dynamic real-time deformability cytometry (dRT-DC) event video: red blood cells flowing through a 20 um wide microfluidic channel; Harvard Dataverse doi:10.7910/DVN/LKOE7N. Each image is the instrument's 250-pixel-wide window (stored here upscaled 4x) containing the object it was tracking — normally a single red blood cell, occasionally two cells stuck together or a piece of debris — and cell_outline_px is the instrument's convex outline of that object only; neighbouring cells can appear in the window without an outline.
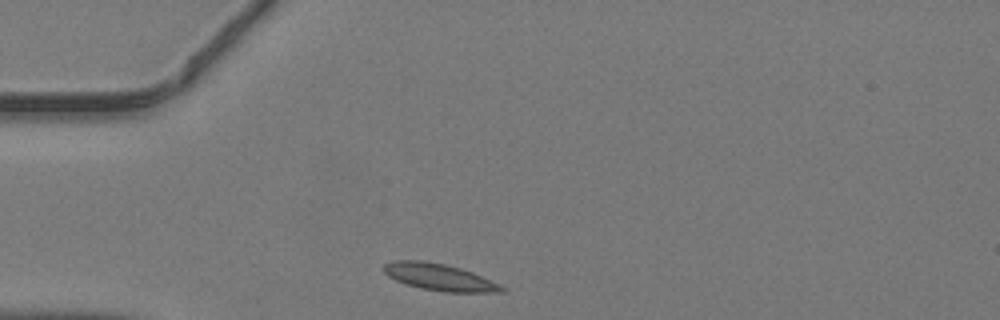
{"species": "common noctule bat (a hibernating species)", "species_latin": "Nyctalus noctula", "temperature_condition": "warm", "stored_images_in_passage": 35, "camera_frame_rate_fps": 3000, "um_per_image_px": 0.085, "animal": {"sex": "male", "body_mass_g": 19.2, "forearm_length_mm": 51.8}, "frame": {"image": 1, "passage_image": 1, "time_ms": 0.0, "image_size_px": [1000, 320], "cell_outline_px": [[504, 292], [444, 292], [420, 288], [396, 280], [388, 276], [380, 268], [384, 264], [392, 260], [420, 260], [444, 264], [460, 268], [472, 272], [500, 284], [504, 288]], "centroid_in_image_um": [37.3, 23.55], "position_along_channel_um": 47.7, "area_um2": 18.38}}
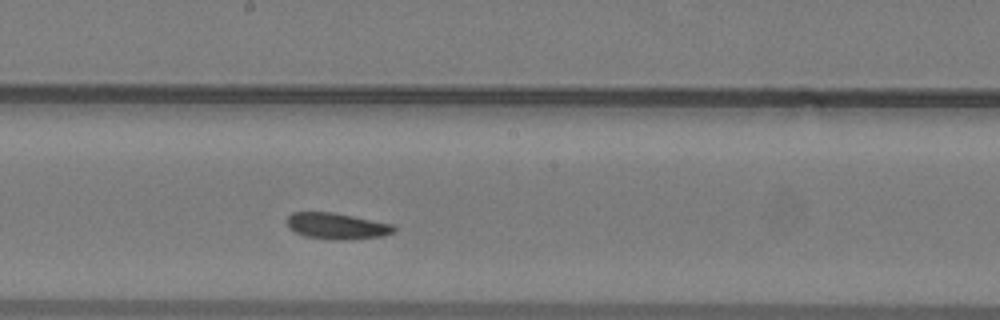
{"frame": {"image": 2, "passage_image": 14, "time_ms": 4.333, "image_size_px": [1000, 320], "cell_outline_px": [[396, 228], [392, 232], [384, 236], [348, 240], [328, 240], [304, 236], [288, 228], [284, 220], [292, 212], [332, 212], [396, 224]], "centroid_in_image_um": [28.61, 19.22], "position_along_channel_um": 219.6, "area_um2": 16.76}}
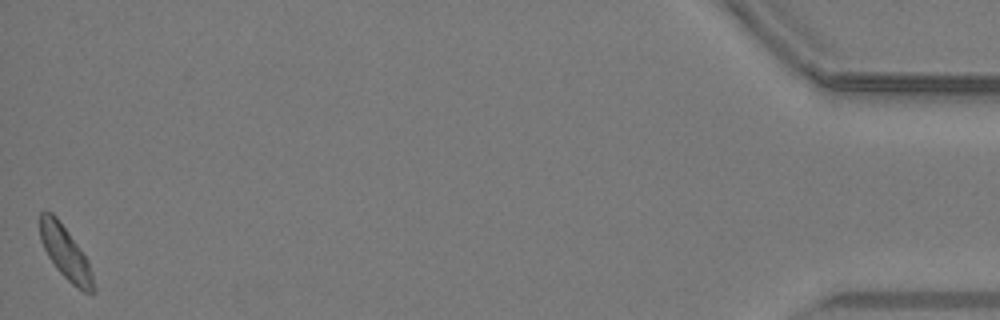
{"frame": {"image": 3, "passage_image": 35, "time_ms": 11.333, "image_size_px": [1000, 320], "cell_outline_px": [[96, 292], [92, 296], [84, 292], [72, 284], [56, 268], [48, 256], [40, 240], [40, 212], [52, 212], [56, 216], [80, 248], [88, 260], [92, 272]], "centroid_in_image_um": [5.59, 21.54], "position_along_channel_um": 429.6, "area_um2": 16.53}}